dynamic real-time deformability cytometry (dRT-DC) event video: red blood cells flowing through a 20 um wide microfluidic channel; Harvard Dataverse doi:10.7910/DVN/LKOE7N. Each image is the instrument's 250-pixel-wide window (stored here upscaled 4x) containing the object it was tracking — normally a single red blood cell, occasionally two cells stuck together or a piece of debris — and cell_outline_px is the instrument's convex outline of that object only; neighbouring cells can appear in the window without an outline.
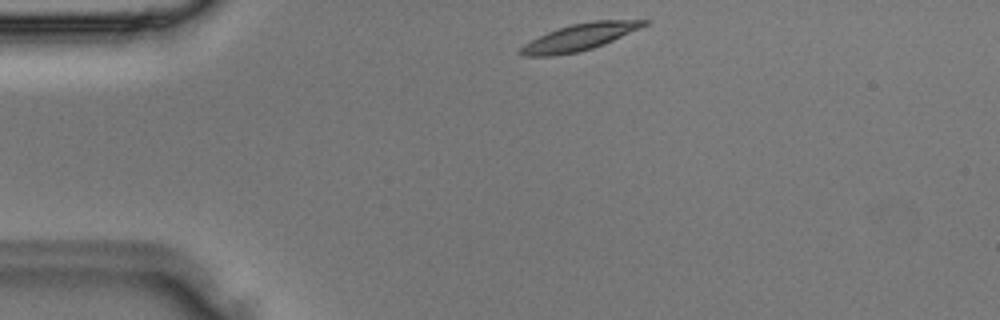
{"species": "Egyptian fruit bat (a non-hibernating species)", "species_latin": "Rousettus aegyptiacus", "temperature_condition": "room temperature", "stored_images_in_passage": 3, "camera_frame_rate_fps": 3000, "um_per_image_px": 0.085, "animal": {"sex": "male"}, "frame": {"image": 1, "passage_image": 1, "time_ms": 0.0, "image_size_px": [1000, 320], "cell_outline_px": [[652, 20], [648, 24], [640, 28], [604, 44], [592, 48], [576, 52], [556, 56], [524, 56], [516, 52], [524, 44], [548, 32], [572, 24], [596, 20]], "centroid_in_image_um": [49.26, 3.16], "position_along_channel_um": 35.7, "area_um2": 19.02}}